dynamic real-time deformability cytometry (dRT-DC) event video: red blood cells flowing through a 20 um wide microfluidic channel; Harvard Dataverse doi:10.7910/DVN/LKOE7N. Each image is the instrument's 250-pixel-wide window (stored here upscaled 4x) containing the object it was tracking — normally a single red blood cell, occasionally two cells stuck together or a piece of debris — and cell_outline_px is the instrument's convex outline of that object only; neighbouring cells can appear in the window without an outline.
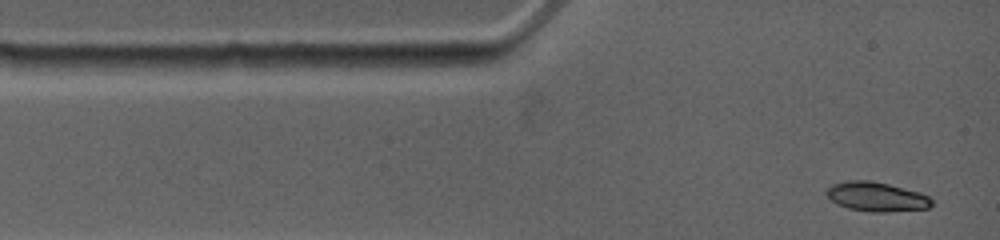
{"species": "common noctule bat (a hibernating species)", "species_latin": "Nyctalus noctula", "temperature_condition": "warm", "stored_images_in_passage": 3, "camera_frame_rate_fps": 4500, "um_per_image_px": 0.085, "animal": {"sex": "female", "body_mass_g": 19.0, "forearm_length_mm": 53.3}, "frame": {"image": 1, "passage_image": 1, "time_ms": 0.0, "image_size_px": [1000, 240], "cell_outline_px": [[932, 204], [928, 208], [888, 212], [868, 212], [848, 208], [836, 204], [824, 192], [832, 184], [848, 180], [868, 180], [888, 184], [920, 192], [928, 196], [932, 200]], "centroid_in_image_um": [74.49, 16.72], "position_along_channel_um": 10.5, "area_um2": 18.03}}
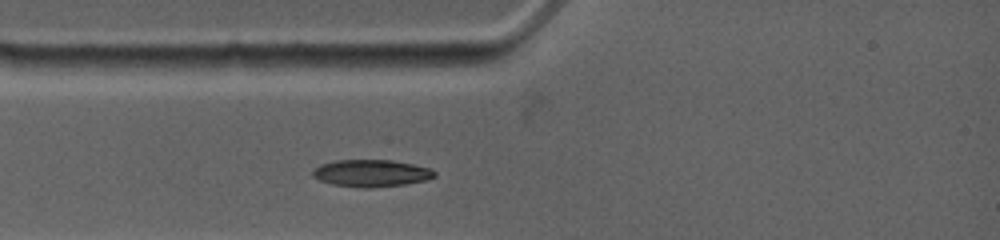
{"frame": {"image": 2, "passage_image": 3, "time_ms": 2.0, "image_size_px": [1000, 240], "cell_outline_px": [[436, 176], [428, 180], [404, 184], [368, 188], [360, 188], [332, 184], [320, 180], [312, 176], [312, 172], [320, 164], [336, 160], [392, 160], [432, 168], [436, 172]], "centroid_in_image_um": [31.59, 14.72], "position_along_channel_um": 53.4, "area_um2": 19.31}}